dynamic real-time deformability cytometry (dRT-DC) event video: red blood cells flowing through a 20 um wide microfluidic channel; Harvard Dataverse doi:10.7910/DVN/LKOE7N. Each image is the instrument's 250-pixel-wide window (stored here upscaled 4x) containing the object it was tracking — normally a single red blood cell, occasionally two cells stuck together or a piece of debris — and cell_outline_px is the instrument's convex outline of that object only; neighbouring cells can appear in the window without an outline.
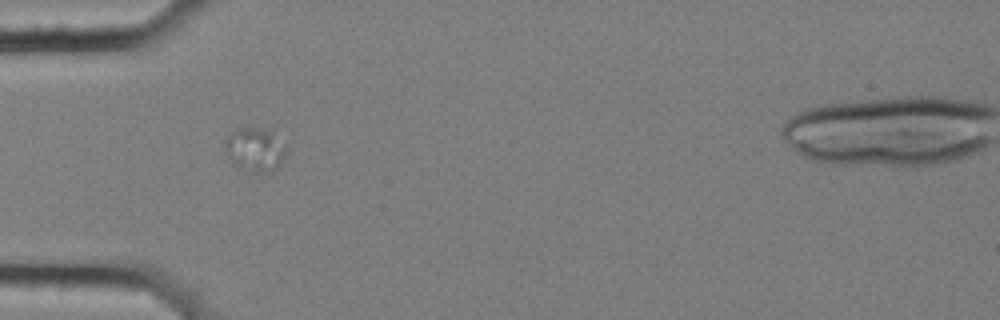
{"species": "common noctule bat (a hibernating species)", "species_latin": "Nyctalus noctula", "temperature_condition": "cold", "stored_images_in_passage": 2, "camera_frame_rate_fps": 3000, "um_per_image_px": 0.085, "animal": {"sex": "female", "body_mass_g": 25.1}, "frame": {"image": 1, "passage_image": 1, "time_ms": 0.0, "image_size_px": [1000, 320], "cell_outline_px": [[284, 156], [280, 164], [276, 168], [268, 172], [256, 172], [232, 164], [228, 156], [224, 144], [228, 136], [232, 132], [240, 128], [252, 128], [272, 132], [284, 148]], "centroid_in_image_um": [21.63, 12.73], "position_along_channel_um": 63.4, "area_um2": 14.8}}
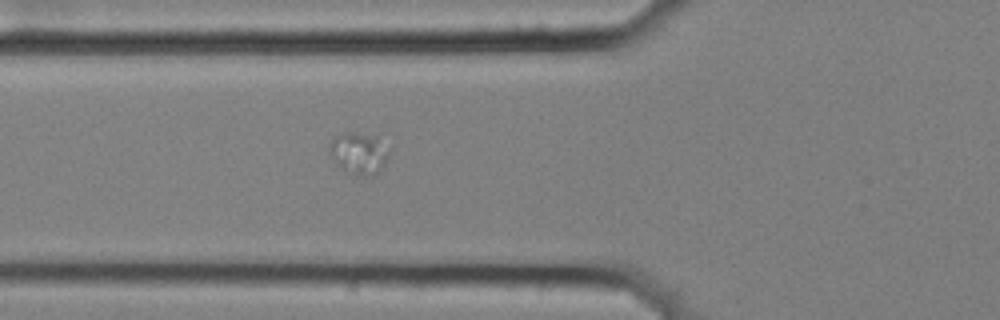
{"frame": {"image": 2, "passage_image": 2, "time_ms": 0.333, "image_size_px": [1000, 320], "cell_outline_px": [[388, 156], [380, 172], [376, 176], [356, 176], [340, 168], [336, 164], [328, 152], [328, 144], [336, 136], [348, 132], [356, 132], [376, 136], [388, 152]], "centroid_in_image_um": [30.46, 13.06], "position_along_channel_um": 95.3, "area_um2": 14.57}}